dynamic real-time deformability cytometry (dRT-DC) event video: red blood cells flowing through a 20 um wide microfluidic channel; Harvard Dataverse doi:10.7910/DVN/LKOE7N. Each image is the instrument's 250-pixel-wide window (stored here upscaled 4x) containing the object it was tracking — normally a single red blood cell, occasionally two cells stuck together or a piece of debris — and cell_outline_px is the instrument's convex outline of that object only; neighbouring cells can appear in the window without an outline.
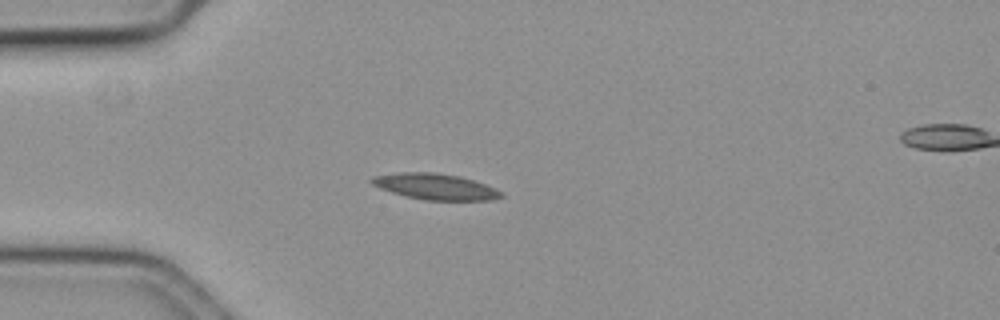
{"species": "common noctule bat (a hibernating species)", "species_latin": "Nyctalus noctula", "temperature_condition": "cold", "stored_images_in_passage": 43, "camera_frame_rate_fps": 3000, "um_per_image_px": 0.085, "animal": {"sex": "female", "body_mass_g": 19.3, "forearm_length_mm": 54.1}, "frame": {"image": 1, "passage_image": 1, "time_ms": 0.0, "image_size_px": [1000, 320], "cell_outline_px": [[504, 196], [492, 200], [424, 200], [404, 196], [380, 188], [372, 184], [368, 180], [372, 176], [396, 172], [432, 172], [460, 176], [496, 188], [504, 192]], "centroid_in_image_um": [36.99, 15.86], "position_along_channel_um": 48.0, "area_um2": 19.77}}
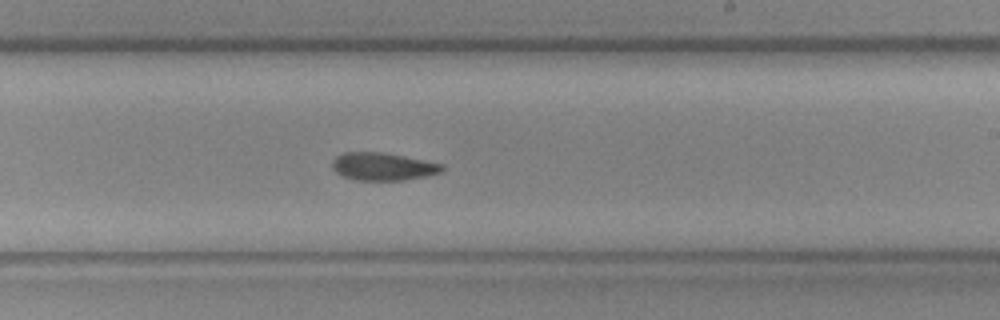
{"frame": {"image": 2, "passage_image": 20, "time_ms": 6.333, "image_size_px": [1000, 320], "cell_outline_px": [[444, 168], [440, 172], [424, 176], [404, 180], [356, 180], [340, 176], [332, 168], [332, 160], [336, 156], [344, 152], [380, 152], [444, 164]], "centroid_in_image_um": [32.49, 14.16], "position_along_channel_um": 256.5, "area_um2": 17.63}}
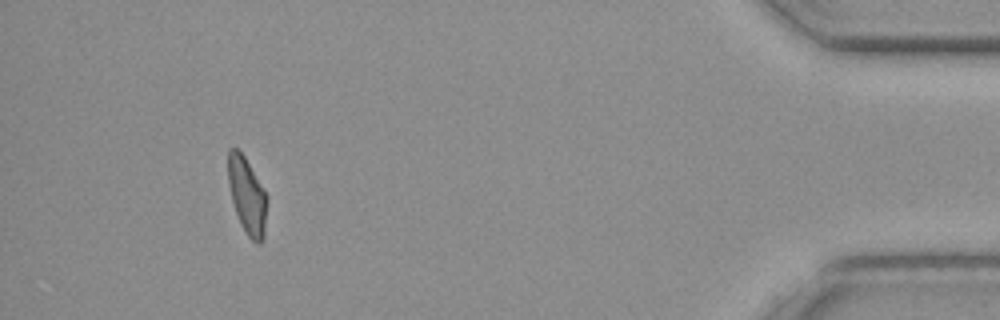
{"frame": {"image": 3, "passage_image": 39, "time_ms": 12.667, "image_size_px": [1000, 320], "cell_outline_px": [[268, 200], [264, 236], [260, 244], [256, 244], [248, 236], [240, 224], [232, 200], [228, 184], [228, 148], [236, 148], [244, 156], [268, 196]], "centroid_in_image_um": [21.01, 16.66], "position_along_channel_um": 414.2, "area_um2": 17.4}, "authors_computed_cell_mechanics": {"area_um2": 17.918, "velocity_mm_per_s": 3.5619, "shape_relaxation_time_tau1_ms": 10.3375, "shape_relaxation_time_tau2_ms": null, "deformation_change_tau1": 0.1875, "deformation_change_tau2": null}}